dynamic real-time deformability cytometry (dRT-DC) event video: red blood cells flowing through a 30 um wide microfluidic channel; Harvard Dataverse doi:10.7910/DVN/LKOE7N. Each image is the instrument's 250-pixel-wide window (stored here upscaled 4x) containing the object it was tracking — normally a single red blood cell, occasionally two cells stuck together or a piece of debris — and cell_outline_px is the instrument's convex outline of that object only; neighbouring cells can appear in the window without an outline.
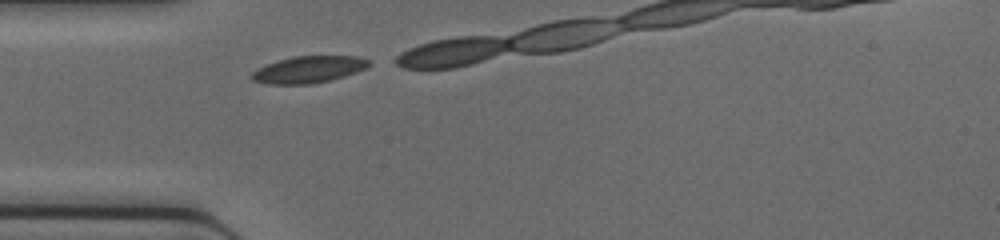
{"species": "common noctule bat (a hibernating species)", "species_latin": "Nyctalus noctula", "temperature_condition": "cold", "stored_images_in_passage": 4, "camera_frame_rate_fps": 3000, "um_per_image_px": 0.085, "animal": {"sex": "female", "body_mass_g": 17.0, "forearm_length_mm": 48.0}, "frame": {"image": 1, "passage_image": 1, "time_ms": 0.0, "image_size_px": [1000, 240], "cell_outline_px": [[372, 64], [356, 72], [344, 76], [328, 80], [308, 84], [268, 84], [252, 80], [248, 76], [252, 72], [268, 64], [292, 56], [360, 56], [368, 60]], "centroid_in_image_um": [26.22, 5.9], "position_along_channel_um": 58.8, "area_um2": 18.09}}